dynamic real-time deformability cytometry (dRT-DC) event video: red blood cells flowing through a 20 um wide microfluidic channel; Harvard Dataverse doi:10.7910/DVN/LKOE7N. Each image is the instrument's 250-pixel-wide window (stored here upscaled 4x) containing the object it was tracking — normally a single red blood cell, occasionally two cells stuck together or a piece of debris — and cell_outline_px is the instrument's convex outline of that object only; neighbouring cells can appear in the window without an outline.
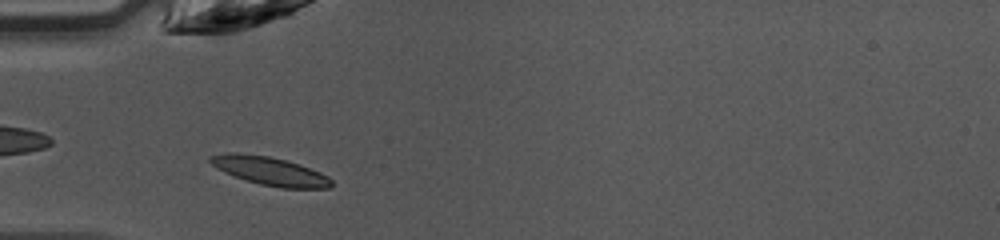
{"species": "common noctule bat (a hibernating species)", "species_latin": "Nyctalus noctula", "temperature_condition": "warm", "stored_images_in_passage": 34, "camera_frame_rate_fps": 3000, "um_per_image_px": 0.085, "animal": {"sex": "female", "body_mass_g": 10.0, "forearm_length_mm": 53.1}, "frame": {"image": 1, "passage_image": 2, "time_ms": 0.333, "image_size_px": [1000, 240], "cell_outline_px": [[332, 184], [328, 188], [280, 188], [260, 184], [224, 172], [216, 168], [208, 160], [208, 156], [224, 152], [232, 152], [268, 156], [300, 164], [320, 172], [328, 176], [332, 180]], "centroid_in_image_um": [22.92, 14.53], "position_along_channel_um": 62.1, "area_um2": 19.94}}
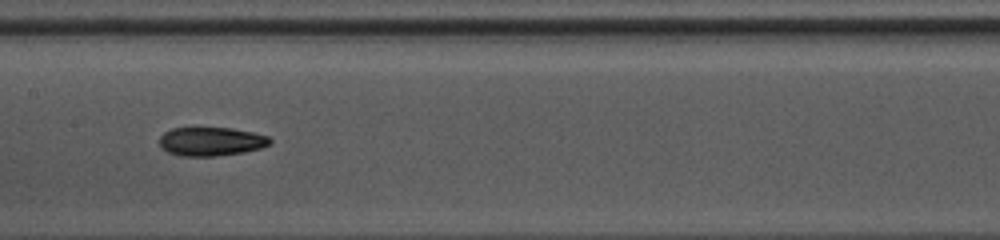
{"frame": {"image": 2, "passage_image": 11, "time_ms": 3.333, "image_size_px": [1000, 240], "cell_outline_px": [[272, 144], [260, 148], [244, 152], [216, 156], [180, 156], [168, 152], [160, 148], [160, 136], [164, 132], [172, 128], [192, 124], [232, 128], [252, 132], [268, 136], [272, 140]], "centroid_in_image_um": [17.9, 11.97], "position_along_channel_um": 189.5, "area_um2": 19.48}}
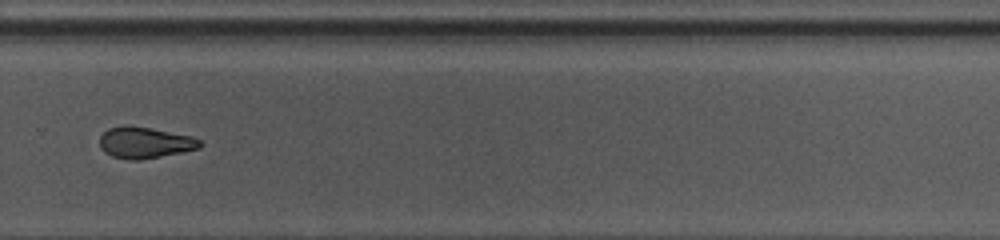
{"frame": {"image": 3, "passage_image": 20, "time_ms": 6.333, "image_size_px": [1000, 240], "cell_outline_px": [[200, 148], [140, 160], [128, 160], [112, 156], [104, 152], [100, 148], [100, 136], [108, 128], [124, 124], [128, 124], [192, 136], [200, 140]], "centroid_in_image_um": [12.25, 12.11], "position_along_channel_um": 317.5, "area_um2": 18.26}, "authors_computed_cell_mechanics": {"area_um2": 18.6694, "velocity_mm_per_s": 4.2895, "shape_relaxation_time_tau1_ms": 3.54, "shape_relaxation_time_tau2_ms": 3.3764, "deformation_change_tau1": 0.1476, "deformation_change_tau2": 0.1112}}